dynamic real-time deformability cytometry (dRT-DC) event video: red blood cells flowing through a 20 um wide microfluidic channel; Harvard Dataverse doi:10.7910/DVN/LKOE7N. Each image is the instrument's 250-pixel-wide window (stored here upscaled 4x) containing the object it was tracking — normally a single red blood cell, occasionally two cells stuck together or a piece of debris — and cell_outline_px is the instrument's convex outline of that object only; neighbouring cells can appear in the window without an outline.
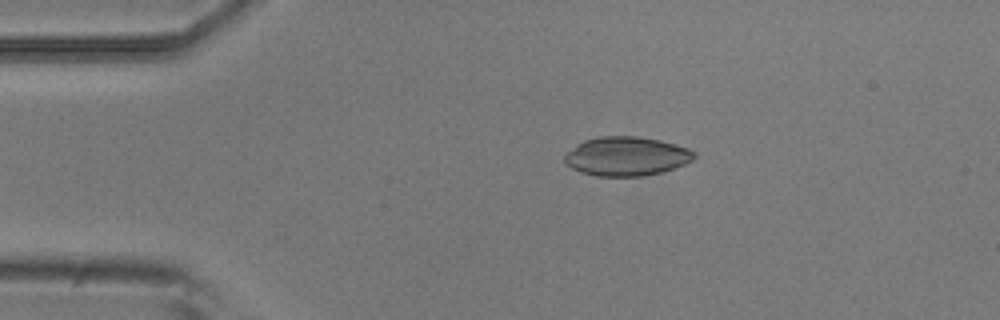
{"species": "common noctule bat (a hibernating species)", "species_latin": "Nyctalus noctula", "temperature_condition": "room temperature", "stored_images_in_passage": 6, "camera_frame_rate_fps": 3000, "um_per_image_px": 0.085, "animal": {"sex": "male", "body_mass_g": 20.5, "forearm_length_mm": 52.5}, "frame": {"image": 1, "passage_image": 3, "time_ms": 0.667, "image_size_px": [1000, 320], "cell_outline_px": [[696, 156], [692, 160], [676, 168], [644, 176], [596, 176], [580, 172], [572, 168], [564, 160], [564, 156], [576, 144], [584, 140], [596, 136], [636, 136], [660, 140], [676, 144], [688, 148], [696, 152]], "centroid_in_image_um": [53.26, 13.28], "position_along_channel_um": 31.7, "area_um2": 29.59}}
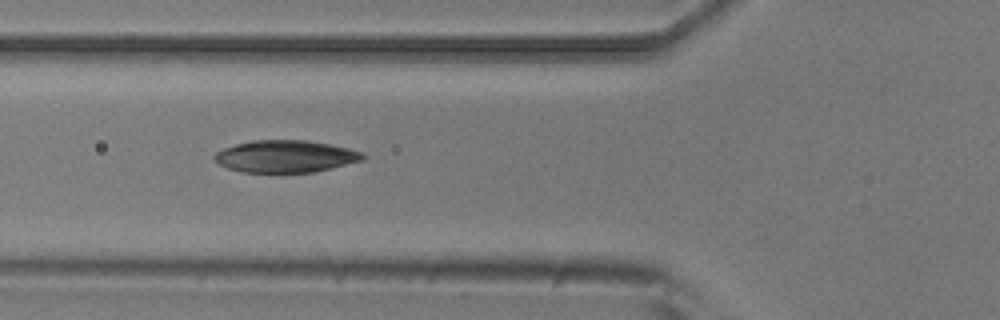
{"frame": {"image": 2, "passage_image": 5, "time_ms": 1.333, "image_size_px": [1000, 320], "cell_outline_px": [[368, 156], [364, 160], [316, 172], [244, 172], [228, 168], [220, 164], [212, 156], [216, 152], [224, 148], [236, 144], [252, 140], [304, 140], [328, 144], [348, 148], [364, 152]], "centroid_in_image_um": [24.31, 13.29], "position_along_channel_um": 101.5, "area_um2": 27.8}}
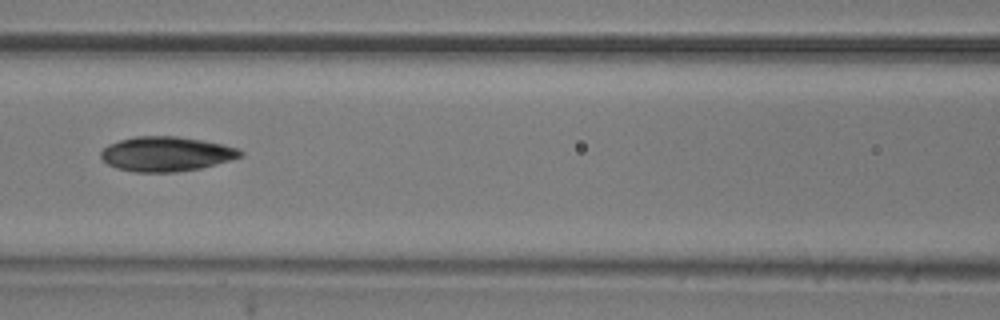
{"frame": {"image": 3, "passage_image": 6, "time_ms": 1.667, "image_size_px": [1000, 320], "cell_outline_px": [[244, 156], [216, 164], [200, 168], [176, 172], [136, 172], [116, 168], [108, 164], [100, 156], [100, 152], [108, 144], [120, 140], [136, 136], [176, 136], [200, 140], [220, 144], [236, 148], [244, 152]], "centroid_in_image_um": [14.11, 13.09], "position_along_channel_um": 152.5, "area_um2": 28.03}}